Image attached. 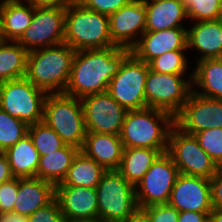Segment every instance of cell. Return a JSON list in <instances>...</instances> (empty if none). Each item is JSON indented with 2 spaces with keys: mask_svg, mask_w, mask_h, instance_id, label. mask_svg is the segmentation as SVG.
<instances>
[{
  "mask_svg": "<svg viewBox=\"0 0 222 222\" xmlns=\"http://www.w3.org/2000/svg\"><path fill=\"white\" fill-rule=\"evenodd\" d=\"M130 54V49L118 46L76 51L64 94L81 99L106 92Z\"/></svg>",
  "mask_w": 222,
  "mask_h": 222,
  "instance_id": "cell-1",
  "label": "cell"
},
{
  "mask_svg": "<svg viewBox=\"0 0 222 222\" xmlns=\"http://www.w3.org/2000/svg\"><path fill=\"white\" fill-rule=\"evenodd\" d=\"M75 53L66 43L28 52L26 78L47 94L64 93Z\"/></svg>",
  "mask_w": 222,
  "mask_h": 222,
  "instance_id": "cell-2",
  "label": "cell"
},
{
  "mask_svg": "<svg viewBox=\"0 0 222 222\" xmlns=\"http://www.w3.org/2000/svg\"><path fill=\"white\" fill-rule=\"evenodd\" d=\"M64 43L75 51L115 46L110 36L109 16L71 0L66 5Z\"/></svg>",
  "mask_w": 222,
  "mask_h": 222,
  "instance_id": "cell-3",
  "label": "cell"
},
{
  "mask_svg": "<svg viewBox=\"0 0 222 222\" xmlns=\"http://www.w3.org/2000/svg\"><path fill=\"white\" fill-rule=\"evenodd\" d=\"M174 124V118L162 110H128L120 133L123 147L168 149V135Z\"/></svg>",
  "mask_w": 222,
  "mask_h": 222,
  "instance_id": "cell-4",
  "label": "cell"
},
{
  "mask_svg": "<svg viewBox=\"0 0 222 222\" xmlns=\"http://www.w3.org/2000/svg\"><path fill=\"white\" fill-rule=\"evenodd\" d=\"M43 122L51 127L66 145L82 149L87 131L80 98L64 93L47 94Z\"/></svg>",
  "mask_w": 222,
  "mask_h": 222,
  "instance_id": "cell-5",
  "label": "cell"
},
{
  "mask_svg": "<svg viewBox=\"0 0 222 222\" xmlns=\"http://www.w3.org/2000/svg\"><path fill=\"white\" fill-rule=\"evenodd\" d=\"M96 191L98 217L104 222H125L139 210L135 186L118 170H106Z\"/></svg>",
  "mask_w": 222,
  "mask_h": 222,
  "instance_id": "cell-6",
  "label": "cell"
},
{
  "mask_svg": "<svg viewBox=\"0 0 222 222\" xmlns=\"http://www.w3.org/2000/svg\"><path fill=\"white\" fill-rule=\"evenodd\" d=\"M193 72L188 75L156 73L148 70L145 81L146 108L169 113L175 118L192 91Z\"/></svg>",
  "mask_w": 222,
  "mask_h": 222,
  "instance_id": "cell-7",
  "label": "cell"
},
{
  "mask_svg": "<svg viewBox=\"0 0 222 222\" xmlns=\"http://www.w3.org/2000/svg\"><path fill=\"white\" fill-rule=\"evenodd\" d=\"M47 93L26 77L0 83V108L28 125L43 121Z\"/></svg>",
  "mask_w": 222,
  "mask_h": 222,
  "instance_id": "cell-8",
  "label": "cell"
},
{
  "mask_svg": "<svg viewBox=\"0 0 222 222\" xmlns=\"http://www.w3.org/2000/svg\"><path fill=\"white\" fill-rule=\"evenodd\" d=\"M167 153L172 157L179 174L210 179L219 168L200 147L197 138L175 124L168 135Z\"/></svg>",
  "mask_w": 222,
  "mask_h": 222,
  "instance_id": "cell-9",
  "label": "cell"
},
{
  "mask_svg": "<svg viewBox=\"0 0 222 222\" xmlns=\"http://www.w3.org/2000/svg\"><path fill=\"white\" fill-rule=\"evenodd\" d=\"M149 69L147 63L131 53L112 77L107 93L127 110L146 108L145 81Z\"/></svg>",
  "mask_w": 222,
  "mask_h": 222,
  "instance_id": "cell-10",
  "label": "cell"
},
{
  "mask_svg": "<svg viewBox=\"0 0 222 222\" xmlns=\"http://www.w3.org/2000/svg\"><path fill=\"white\" fill-rule=\"evenodd\" d=\"M66 5L34 6L30 26L17 40L28 52L64 43Z\"/></svg>",
  "mask_w": 222,
  "mask_h": 222,
  "instance_id": "cell-11",
  "label": "cell"
},
{
  "mask_svg": "<svg viewBox=\"0 0 222 222\" xmlns=\"http://www.w3.org/2000/svg\"><path fill=\"white\" fill-rule=\"evenodd\" d=\"M178 175L179 171L172 157L167 152L162 153L135 186L139 209L168 204Z\"/></svg>",
  "mask_w": 222,
  "mask_h": 222,
  "instance_id": "cell-12",
  "label": "cell"
},
{
  "mask_svg": "<svg viewBox=\"0 0 222 222\" xmlns=\"http://www.w3.org/2000/svg\"><path fill=\"white\" fill-rule=\"evenodd\" d=\"M87 132L120 135L127 109L108 93H97L81 98Z\"/></svg>",
  "mask_w": 222,
  "mask_h": 222,
  "instance_id": "cell-13",
  "label": "cell"
},
{
  "mask_svg": "<svg viewBox=\"0 0 222 222\" xmlns=\"http://www.w3.org/2000/svg\"><path fill=\"white\" fill-rule=\"evenodd\" d=\"M174 123L182 131L192 135L205 129L222 128V100L191 91L181 111L174 118Z\"/></svg>",
  "mask_w": 222,
  "mask_h": 222,
  "instance_id": "cell-14",
  "label": "cell"
},
{
  "mask_svg": "<svg viewBox=\"0 0 222 222\" xmlns=\"http://www.w3.org/2000/svg\"><path fill=\"white\" fill-rule=\"evenodd\" d=\"M146 28L144 0H131L109 16L112 43L120 48L132 49Z\"/></svg>",
  "mask_w": 222,
  "mask_h": 222,
  "instance_id": "cell-15",
  "label": "cell"
},
{
  "mask_svg": "<svg viewBox=\"0 0 222 222\" xmlns=\"http://www.w3.org/2000/svg\"><path fill=\"white\" fill-rule=\"evenodd\" d=\"M168 204L180 211L210 213V180L192 175L179 174L172 188Z\"/></svg>",
  "mask_w": 222,
  "mask_h": 222,
  "instance_id": "cell-16",
  "label": "cell"
},
{
  "mask_svg": "<svg viewBox=\"0 0 222 222\" xmlns=\"http://www.w3.org/2000/svg\"><path fill=\"white\" fill-rule=\"evenodd\" d=\"M173 50H187V27L145 31L131 53L148 64L155 57Z\"/></svg>",
  "mask_w": 222,
  "mask_h": 222,
  "instance_id": "cell-17",
  "label": "cell"
},
{
  "mask_svg": "<svg viewBox=\"0 0 222 222\" xmlns=\"http://www.w3.org/2000/svg\"><path fill=\"white\" fill-rule=\"evenodd\" d=\"M187 24V50L198 55L195 62L222 58V18L189 22Z\"/></svg>",
  "mask_w": 222,
  "mask_h": 222,
  "instance_id": "cell-18",
  "label": "cell"
},
{
  "mask_svg": "<svg viewBox=\"0 0 222 222\" xmlns=\"http://www.w3.org/2000/svg\"><path fill=\"white\" fill-rule=\"evenodd\" d=\"M55 199L65 220L98 217L96 188L82 186H55Z\"/></svg>",
  "mask_w": 222,
  "mask_h": 222,
  "instance_id": "cell-19",
  "label": "cell"
},
{
  "mask_svg": "<svg viewBox=\"0 0 222 222\" xmlns=\"http://www.w3.org/2000/svg\"><path fill=\"white\" fill-rule=\"evenodd\" d=\"M55 199V185L37 177L18 178L13 212L28 217Z\"/></svg>",
  "mask_w": 222,
  "mask_h": 222,
  "instance_id": "cell-20",
  "label": "cell"
},
{
  "mask_svg": "<svg viewBox=\"0 0 222 222\" xmlns=\"http://www.w3.org/2000/svg\"><path fill=\"white\" fill-rule=\"evenodd\" d=\"M123 149L120 135L87 132L80 151L106 170H117L121 163Z\"/></svg>",
  "mask_w": 222,
  "mask_h": 222,
  "instance_id": "cell-21",
  "label": "cell"
},
{
  "mask_svg": "<svg viewBox=\"0 0 222 222\" xmlns=\"http://www.w3.org/2000/svg\"><path fill=\"white\" fill-rule=\"evenodd\" d=\"M144 5L145 31L186 27L184 24L188 23L187 13L181 0H144Z\"/></svg>",
  "mask_w": 222,
  "mask_h": 222,
  "instance_id": "cell-22",
  "label": "cell"
},
{
  "mask_svg": "<svg viewBox=\"0 0 222 222\" xmlns=\"http://www.w3.org/2000/svg\"><path fill=\"white\" fill-rule=\"evenodd\" d=\"M34 6L24 0H3L0 5V40L17 41L30 26Z\"/></svg>",
  "mask_w": 222,
  "mask_h": 222,
  "instance_id": "cell-23",
  "label": "cell"
},
{
  "mask_svg": "<svg viewBox=\"0 0 222 222\" xmlns=\"http://www.w3.org/2000/svg\"><path fill=\"white\" fill-rule=\"evenodd\" d=\"M194 64L192 91L222 100V58L205 59Z\"/></svg>",
  "mask_w": 222,
  "mask_h": 222,
  "instance_id": "cell-24",
  "label": "cell"
},
{
  "mask_svg": "<svg viewBox=\"0 0 222 222\" xmlns=\"http://www.w3.org/2000/svg\"><path fill=\"white\" fill-rule=\"evenodd\" d=\"M165 152L167 149L124 148L117 170L128 182L136 186L151 165Z\"/></svg>",
  "mask_w": 222,
  "mask_h": 222,
  "instance_id": "cell-25",
  "label": "cell"
},
{
  "mask_svg": "<svg viewBox=\"0 0 222 222\" xmlns=\"http://www.w3.org/2000/svg\"><path fill=\"white\" fill-rule=\"evenodd\" d=\"M14 177H36L40 155L29 134L3 152Z\"/></svg>",
  "mask_w": 222,
  "mask_h": 222,
  "instance_id": "cell-26",
  "label": "cell"
},
{
  "mask_svg": "<svg viewBox=\"0 0 222 222\" xmlns=\"http://www.w3.org/2000/svg\"><path fill=\"white\" fill-rule=\"evenodd\" d=\"M79 151L80 149L74 146L65 145L55 152L40 156L36 177L55 186L62 183Z\"/></svg>",
  "mask_w": 222,
  "mask_h": 222,
  "instance_id": "cell-27",
  "label": "cell"
},
{
  "mask_svg": "<svg viewBox=\"0 0 222 222\" xmlns=\"http://www.w3.org/2000/svg\"><path fill=\"white\" fill-rule=\"evenodd\" d=\"M106 169L79 151L73 159L67 176L56 186H82L96 188Z\"/></svg>",
  "mask_w": 222,
  "mask_h": 222,
  "instance_id": "cell-28",
  "label": "cell"
},
{
  "mask_svg": "<svg viewBox=\"0 0 222 222\" xmlns=\"http://www.w3.org/2000/svg\"><path fill=\"white\" fill-rule=\"evenodd\" d=\"M27 56L17 41L0 40V83L26 77Z\"/></svg>",
  "mask_w": 222,
  "mask_h": 222,
  "instance_id": "cell-29",
  "label": "cell"
},
{
  "mask_svg": "<svg viewBox=\"0 0 222 222\" xmlns=\"http://www.w3.org/2000/svg\"><path fill=\"white\" fill-rule=\"evenodd\" d=\"M188 50H173L152 59L148 65L156 73L187 75L188 68L193 70L187 56Z\"/></svg>",
  "mask_w": 222,
  "mask_h": 222,
  "instance_id": "cell-30",
  "label": "cell"
},
{
  "mask_svg": "<svg viewBox=\"0 0 222 222\" xmlns=\"http://www.w3.org/2000/svg\"><path fill=\"white\" fill-rule=\"evenodd\" d=\"M28 134L40 156L48 155L66 145L60 136L43 121L30 124Z\"/></svg>",
  "mask_w": 222,
  "mask_h": 222,
  "instance_id": "cell-31",
  "label": "cell"
},
{
  "mask_svg": "<svg viewBox=\"0 0 222 222\" xmlns=\"http://www.w3.org/2000/svg\"><path fill=\"white\" fill-rule=\"evenodd\" d=\"M29 125L0 108V152L16 144L28 134Z\"/></svg>",
  "mask_w": 222,
  "mask_h": 222,
  "instance_id": "cell-32",
  "label": "cell"
},
{
  "mask_svg": "<svg viewBox=\"0 0 222 222\" xmlns=\"http://www.w3.org/2000/svg\"><path fill=\"white\" fill-rule=\"evenodd\" d=\"M188 22L218 20L222 18V0H181Z\"/></svg>",
  "mask_w": 222,
  "mask_h": 222,
  "instance_id": "cell-33",
  "label": "cell"
},
{
  "mask_svg": "<svg viewBox=\"0 0 222 222\" xmlns=\"http://www.w3.org/2000/svg\"><path fill=\"white\" fill-rule=\"evenodd\" d=\"M194 136L214 163L222 167V128L205 129L196 132Z\"/></svg>",
  "mask_w": 222,
  "mask_h": 222,
  "instance_id": "cell-34",
  "label": "cell"
},
{
  "mask_svg": "<svg viewBox=\"0 0 222 222\" xmlns=\"http://www.w3.org/2000/svg\"><path fill=\"white\" fill-rule=\"evenodd\" d=\"M140 210L150 222H178L179 211L169 204L150 205Z\"/></svg>",
  "mask_w": 222,
  "mask_h": 222,
  "instance_id": "cell-35",
  "label": "cell"
},
{
  "mask_svg": "<svg viewBox=\"0 0 222 222\" xmlns=\"http://www.w3.org/2000/svg\"><path fill=\"white\" fill-rule=\"evenodd\" d=\"M27 222H65L59 203L54 199L51 203L37 209L27 217Z\"/></svg>",
  "mask_w": 222,
  "mask_h": 222,
  "instance_id": "cell-36",
  "label": "cell"
},
{
  "mask_svg": "<svg viewBox=\"0 0 222 222\" xmlns=\"http://www.w3.org/2000/svg\"><path fill=\"white\" fill-rule=\"evenodd\" d=\"M18 192V177L0 184V215L13 212Z\"/></svg>",
  "mask_w": 222,
  "mask_h": 222,
  "instance_id": "cell-37",
  "label": "cell"
},
{
  "mask_svg": "<svg viewBox=\"0 0 222 222\" xmlns=\"http://www.w3.org/2000/svg\"><path fill=\"white\" fill-rule=\"evenodd\" d=\"M85 8L110 16L131 0H77Z\"/></svg>",
  "mask_w": 222,
  "mask_h": 222,
  "instance_id": "cell-38",
  "label": "cell"
},
{
  "mask_svg": "<svg viewBox=\"0 0 222 222\" xmlns=\"http://www.w3.org/2000/svg\"><path fill=\"white\" fill-rule=\"evenodd\" d=\"M209 180L212 207L222 209V167H219Z\"/></svg>",
  "mask_w": 222,
  "mask_h": 222,
  "instance_id": "cell-39",
  "label": "cell"
},
{
  "mask_svg": "<svg viewBox=\"0 0 222 222\" xmlns=\"http://www.w3.org/2000/svg\"><path fill=\"white\" fill-rule=\"evenodd\" d=\"M210 213H201L195 211H180L178 222H208Z\"/></svg>",
  "mask_w": 222,
  "mask_h": 222,
  "instance_id": "cell-40",
  "label": "cell"
},
{
  "mask_svg": "<svg viewBox=\"0 0 222 222\" xmlns=\"http://www.w3.org/2000/svg\"><path fill=\"white\" fill-rule=\"evenodd\" d=\"M14 178L8 159L3 152H0V184Z\"/></svg>",
  "mask_w": 222,
  "mask_h": 222,
  "instance_id": "cell-41",
  "label": "cell"
},
{
  "mask_svg": "<svg viewBox=\"0 0 222 222\" xmlns=\"http://www.w3.org/2000/svg\"><path fill=\"white\" fill-rule=\"evenodd\" d=\"M33 6H60L67 5L71 0H24Z\"/></svg>",
  "mask_w": 222,
  "mask_h": 222,
  "instance_id": "cell-42",
  "label": "cell"
},
{
  "mask_svg": "<svg viewBox=\"0 0 222 222\" xmlns=\"http://www.w3.org/2000/svg\"><path fill=\"white\" fill-rule=\"evenodd\" d=\"M0 222H27V217L11 212L0 215Z\"/></svg>",
  "mask_w": 222,
  "mask_h": 222,
  "instance_id": "cell-43",
  "label": "cell"
},
{
  "mask_svg": "<svg viewBox=\"0 0 222 222\" xmlns=\"http://www.w3.org/2000/svg\"><path fill=\"white\" fill-rule=\"evenodd\" d=\"M125 222H150V221L148 217L139 209L135 214H133Z\"/></svg>",
  "mask_w": 222,
  "mask_h": 222,
  "instance_id": "cell-44",
  "label": "cell"
},
{
  "mask_svg": "<svg viewBox=\"0 0 222 222\" xmlns=\"http://www.w3.org/2000/svg\"><path fill=\"white\" fill-rule=\"evenodd\" d=\"M208 222H222V209L213 208L208 215Z\"/></svg>",
  "mask_w": 222,
  "mask_h": 222,
  "instance_id": "cell-45",
  "label": "cell"
},
{
  "mask_svg": "<svg viewBox=\"0 0 222 222\" xmlns=\"http://www.w3.org/2000/svg\"><path fill=\"white\" fill-rule=\"evenodd\" d=\"M65 222H104L101 218H91V219H76V220H65Z\"/></svg>",
  "mask_w": 222,
  "mask_h": 222,
  "instance_id": "cell-46",
  "label": "cell"
}]
</instances>
